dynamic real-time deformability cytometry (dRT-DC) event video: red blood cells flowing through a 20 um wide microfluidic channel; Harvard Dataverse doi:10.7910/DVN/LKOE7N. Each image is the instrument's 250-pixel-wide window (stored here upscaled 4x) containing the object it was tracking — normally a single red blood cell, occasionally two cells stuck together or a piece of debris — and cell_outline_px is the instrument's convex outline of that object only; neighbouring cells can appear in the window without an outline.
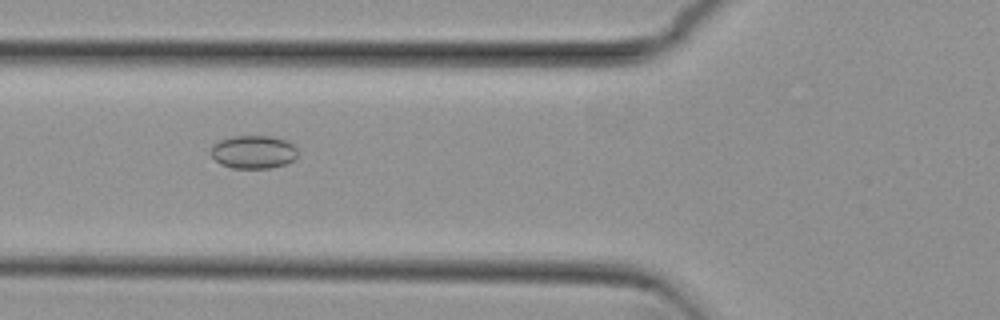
{"species": "common noctule bat (a hibernating species)", "species_latin": "Nyctalus noctula", "temperature_condition": "cold", "stored_images_in_passage": 43, "camera_frame_rate_fps": 3000, "um_per_image_px": 0.085, "animal": {"sex": "female", "body_mass_g": 29.2, "forearm_length_mm": 56.3}, "frame": {"image": 1, "passage_image": 9, "time_ms": 2.667, "image_size_px": [1000, 320], "cell_outline_px": [[296, 156], [292, 160], [284, 164], [272, 168], [232, 168], [220, 164], [212, 156], [212, 144], [220, 140], [232, 136], [272, 136], [288, 140], [296, 144]], "centroid_in_image_um": [21.56, 12.9], "position_along_channel_um": 104.2, "area_um2": 16.88}}
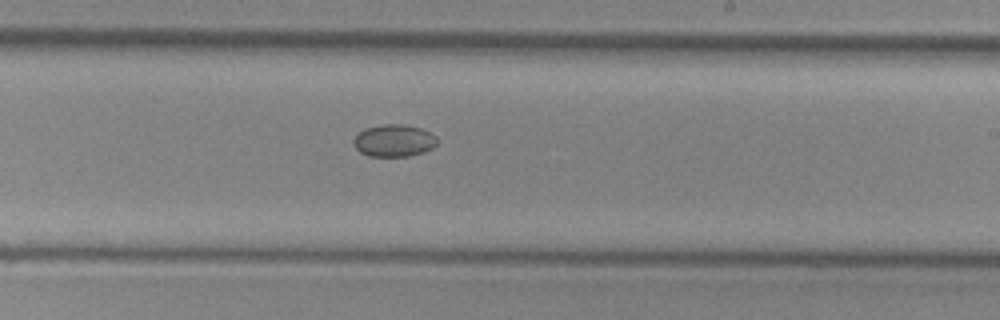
{"frame": {"image": 2, "passage_image": 21, "time_ms": 6.667, "image_size_px": [1000, 320], "cell_outline_px": [[436, 144], [432, 148], [424, 152], [408, 156], [368, 156], [360, 152], [352, 144], [352, 140], [364, 128], [380, 124], [404, 124], [420, 128], [436, 136]], "centroid_in_image_um": [33.45, 11.95], "position_along_channel_um": 255.5, "area_um2": 15.72}}
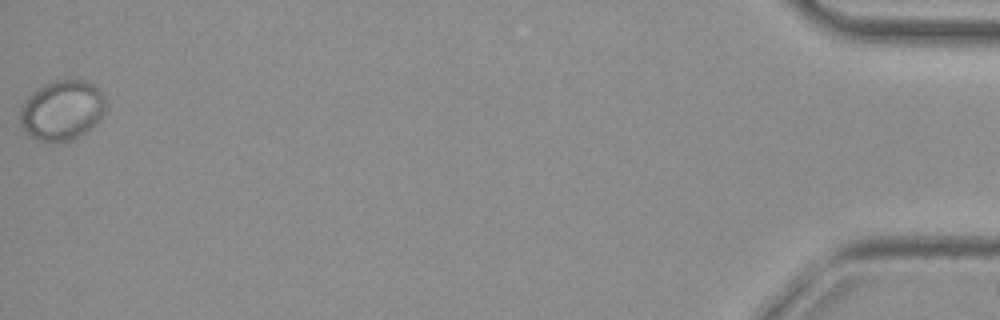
{"frame": {"image": 3, "passage_image": 43, "time_ms": 14.0, "image_size_px": [1000, 320], "cell_outline_px": [[104, 112], [100, 120], [92, 128], [72, 140], [36, 140], [24, 132], [20, 124], [20, 108], [32, 92], [44, 84], [52, 80], [84, 80], [100, 88], [104, 96]], "centroid_in_image_um": [5.27, 9.36], "position_along_channel_um": 429.9, "area_um2": 29.88}}